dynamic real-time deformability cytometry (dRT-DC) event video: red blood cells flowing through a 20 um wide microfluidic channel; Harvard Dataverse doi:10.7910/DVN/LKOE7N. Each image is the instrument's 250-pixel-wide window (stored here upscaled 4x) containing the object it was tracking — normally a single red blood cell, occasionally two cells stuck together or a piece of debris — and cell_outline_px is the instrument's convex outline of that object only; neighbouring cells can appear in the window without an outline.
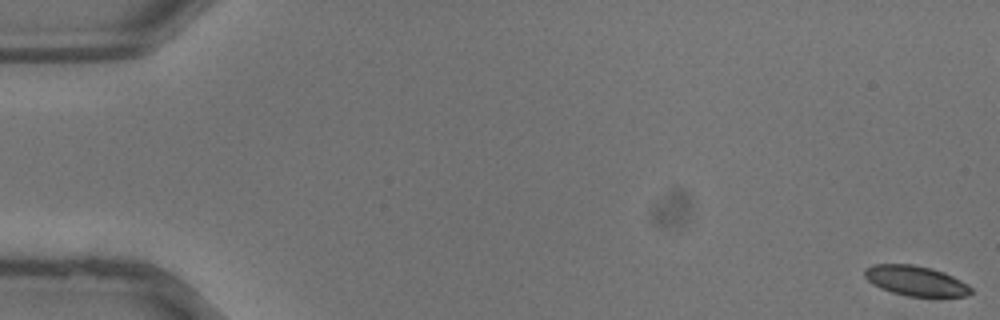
{"species": "common noctule bat (a hibernating species)", "species_latin": "Nyctalus noctula", "temperature_condition": "warm", "stored_images_in_passage": 38, "camera_frame_rate_fps": 3000, "um_per_image_px": 0.085, "animal": {"sex": "male", "body_mass_g": 13.3}, "frame": {"image": 1, "passage_image": 1, "time_ms": 0.0, "image_size_px": [1000, 320], "cell_outline_px": [[972, 292], [968, 296], [908, 296], [892, 292], [880, 288], [872, 284], [864, 276], [864, 268], [872, 264], [912, 264], [932, 268], [944, 272], [968, 284], [972, 288]], "centroid_in_image_um": [77.82, 23.86], "position_along_channel_um": 7.2, "area_um2": 18.67}}
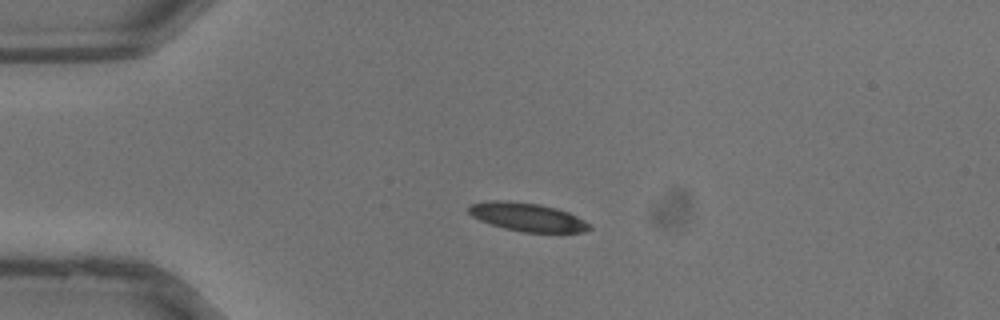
{"frame": {"image": 2, "passage_image": 10, "time_ms": 3.0, "image_size_px": [1000, 320], "cell_outline_px": [[592, 228], [584, 232], [524, 232], [504, 228], [480, 220], [472, 216], [468, 212], [468, 204], [488, 200], [508, 200], [540, 204], [556, 208], [568, 212], [584, 220]], "centroid_in_image_um": [44.78, 18.43], "position_along_channel_um": 40.2, "area_um2": 20.0}}